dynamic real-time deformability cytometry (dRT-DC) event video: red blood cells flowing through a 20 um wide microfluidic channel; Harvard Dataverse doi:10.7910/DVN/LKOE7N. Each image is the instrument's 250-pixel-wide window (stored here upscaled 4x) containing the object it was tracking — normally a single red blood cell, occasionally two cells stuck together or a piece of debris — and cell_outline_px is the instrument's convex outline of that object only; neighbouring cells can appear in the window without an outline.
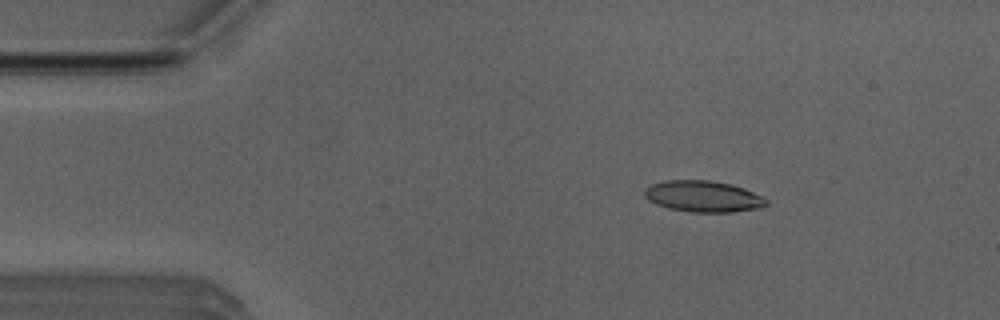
{"species": "Egyptian fruit bat (a non-hibernating species)", "species_latin": "Rousettus aegyptiacus", "temperature_condition": "room temperature", "stored_images_in_passage": 4, "camera_frame_rate_fps": 3000, "um_per_image_px": 0.085, "animal": {"sex": "male"}, "frame": {"image": 1, "passage_image": 2, "time_ms": 1.333, "image_size_px": [1000, 320], "cell_outline_px": [[768, 204], [764, 208], [732, 212], [692, 212], [668, 208], [656, 204], [648, 200], [644, 196], [644, 188], [652, 184], [664, 180], [708, 180], [732, 184], [744, 188], [764, 196], [768, 200]], "centroid_in_image_um": [59.81, 16.69], "position_along_channel_um": 25.2, "area_um2": 22.54}}